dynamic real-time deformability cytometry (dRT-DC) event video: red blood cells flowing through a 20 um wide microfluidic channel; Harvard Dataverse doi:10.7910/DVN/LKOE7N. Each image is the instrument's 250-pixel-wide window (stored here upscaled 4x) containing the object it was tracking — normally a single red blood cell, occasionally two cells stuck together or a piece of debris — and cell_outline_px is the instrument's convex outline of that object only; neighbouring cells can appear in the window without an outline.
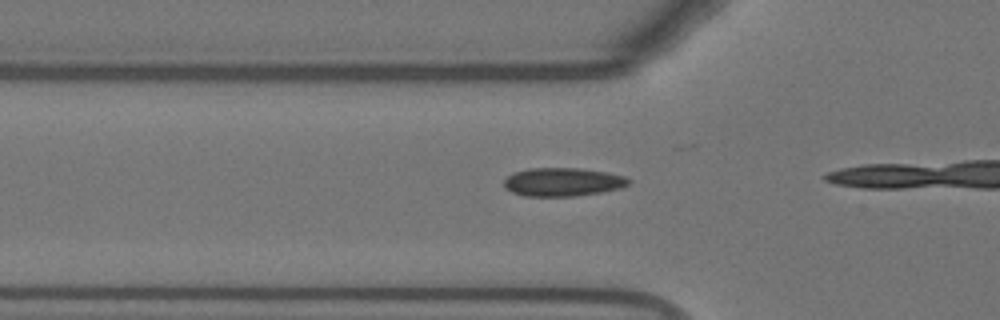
{"species": "Egyptian fruit bat (a non-hibernating species)", "species_latin": "Rousettus aegyptiacus", "temperature_condition": "warm", "stored_images_in_passage": 15, "camera_frame_rate_fps": 3000, "um_per_image_px": 0.085, "animal": {"sex": "female"}, "frame": {"image": 1, "passage_image": 13, "time_ms": 4.0, "image_size_px": [1000, 320], "cell_outline_px": [[632, 180], [628, 184], [620, 188], [600, 192], [576, 196], [524, 196], [512, 192], [504, 188], [504, 180], [512, 172], [528, 168], [580, 168], [608, 172], [624, 176]], "centroid_in_image_um": [47.81, 15.46], "position_along_channel_um": 78.0, "area_um2": 20.81}}